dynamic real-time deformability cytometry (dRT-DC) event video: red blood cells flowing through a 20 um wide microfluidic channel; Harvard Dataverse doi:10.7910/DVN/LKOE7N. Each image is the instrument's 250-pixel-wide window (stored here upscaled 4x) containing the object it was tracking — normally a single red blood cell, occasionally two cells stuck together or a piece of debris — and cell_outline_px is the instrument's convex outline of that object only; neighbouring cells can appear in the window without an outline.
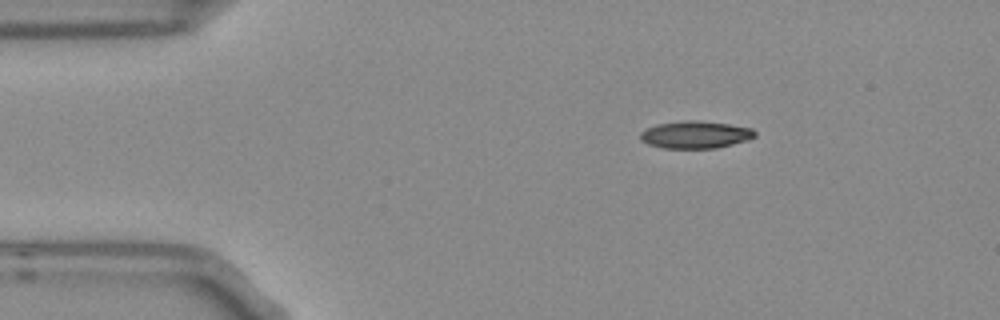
{"species": "Egyptian fruit bat (a non-hibernating species)", "species_latin": "Rousettus aegyptiacus", "temperature_condition": "room temperature", "stored_images_in_passage": 2, "camera_frame_rate_fps": 3000, "um_per_image_px": 0.085, "frame": {"image": 1, "passage_image": 1, "time_ms": 0.0, "image_size_px": [1000, 320], "cell_outline_px": [[756, 136], [748, 140], [716, 148], [664, 148], [648, 144], [640, 140], [640, 132], [656, 124], [684, 120], [700, 120], [728, 124], [752, 128], [756, 132]], "centroid_in_image_um": [59.11, 11.44], "position_along_channel_um": 25.9, "area_um2": 18.32}}